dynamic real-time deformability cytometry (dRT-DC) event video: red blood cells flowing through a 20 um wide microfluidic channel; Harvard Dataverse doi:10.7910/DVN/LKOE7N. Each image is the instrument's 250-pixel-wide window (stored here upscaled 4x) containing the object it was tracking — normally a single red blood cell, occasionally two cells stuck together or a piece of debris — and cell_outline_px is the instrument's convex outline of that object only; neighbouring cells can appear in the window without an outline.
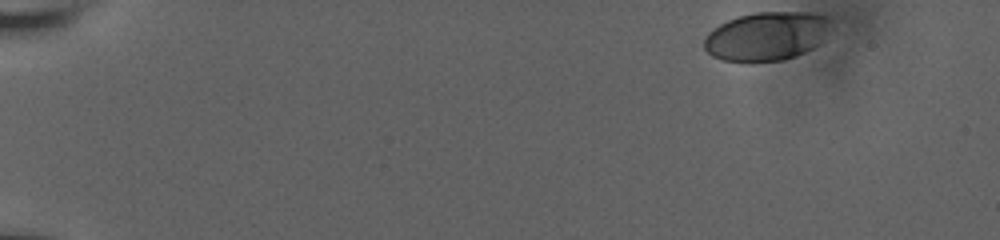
{"species": "human", "species_latin": "Homo sapiens", "temperature_condition": "room temperature", "stored_images_in_passage": 37, "camera_frame_rate_fps": 3000, "um_per_image_px": 0.085, "donor": {"sex": "male"}, "frame": {"image": 1, "passage_image": 1, "time_ms": 0.0, "image_size_px": [1000, 240], "cell_outline_px": [[828, 20], [820, 44], [804, 52], [784, 60], [724, 60], [712, 56], [704, 48], [704, 40], [708, 32], [720, 24], [728, 20], [740, 16], [756, 12], [812, 12], [824, 16]], "centroid_in_image_um": [65.11, 3.06], "position_along_channel_um": 19.9, "area_um2": 35.03}}
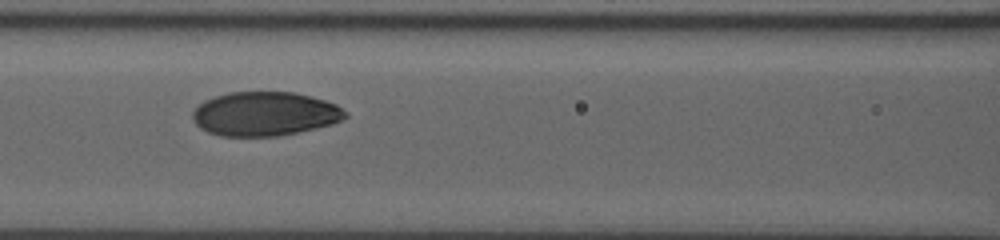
{"frame": {"image": 2, "passage_image": 21, "time_ms": 7.333, "image_size_px": [1000, 240], "cell_outline_px": [[348, 116], [332, 124], [316, 128], [276, 136], [220, 136], [208, 132], [200, 128], [192, 120], [192, 112], [204, 100], [228, 92], [292, 92], [312, 96], [336, 104], [348, 112]], "centroid_in_image_um": [22.5, 9.67], "position_along_channel_um": 144.1, "area_um2": 39.25}}
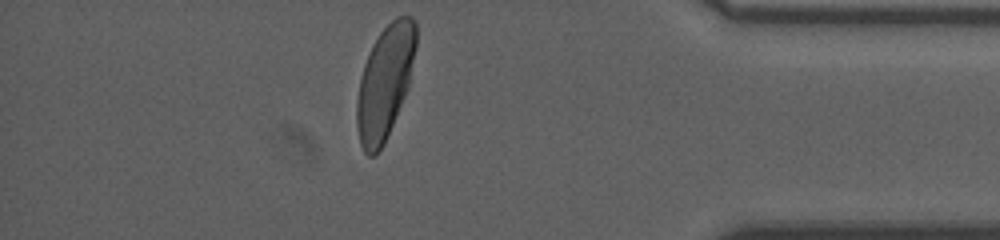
{"frame": {"image": 3, "passage_image": 36, "time_ms": 15.0, "image_size_px": [1000, 240], "cell_outline_px": [[416, 48], [408, 88], [384, 144], [376, 156], [368, 156], [364, 152], [360, 144], [356, 124], [356, 100], [360, 80], [364, 64], [372, 44], [380, 32], [396, 16], [412, 16], [416, 20]], "centroid_in_image_um": [32.71, 7.0], "position_along_channel_um": 402.5, "area_um2": 39.19}, "authors_computed_cell_mechanics": {"area_um2": 39.3618, "velocity_mm_per_s": 3.7431, "shape_relaxation_time_tau1_ms": 3.3583, "shape_relaxation_time_tau2_ms": null, "deformation_change_tau1": 0.15, "deformation_change_tau2": null}}